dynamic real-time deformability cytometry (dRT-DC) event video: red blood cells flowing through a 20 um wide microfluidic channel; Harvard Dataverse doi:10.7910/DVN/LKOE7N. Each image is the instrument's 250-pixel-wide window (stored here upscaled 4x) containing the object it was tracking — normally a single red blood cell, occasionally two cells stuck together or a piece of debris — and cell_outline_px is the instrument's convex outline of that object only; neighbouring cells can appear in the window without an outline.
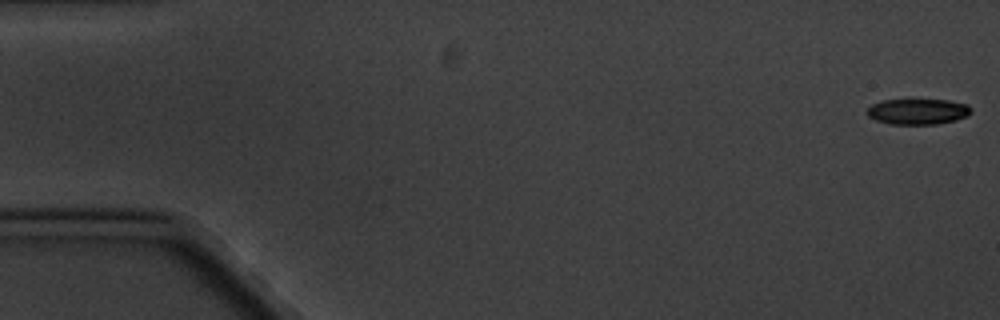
{"species": "common noctule bat (a hibernating species)", "species_latin": "Nyctalus noctula", "temperature_condition": "cold", "stored_images_in_passage": 10, "camera_frame_rate_fps": 3000, "um_per_image_px": 0.085, "animal": {"sex": "male", "body_mass_g": 20.1, "forearm_length_mm": 53.5}, "frame": {"image": 1, "passage_image": 1, "time_ms": 0.0, "image_size_px": [1000, 320], "cell_outline_px": [[972, 112], [968, 116], [956, 120], [936, 124], [892, 124], [876, 120], [868, 116], [868, 108], [872, 104], [884, 100], [948, 100], [968, 104], [972, 108]], "centroid_in_image_um": [78.07, 9.48], "position_along_channel_um": 6.9, "area_um2": 15.55}}
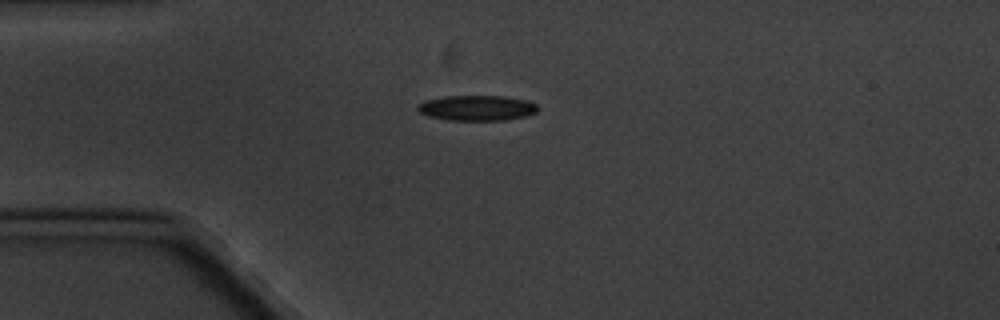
{"frame": {"image": 2, "passage_image": 5, "time_ms": 4.667, "image_size_px": [1000, 320], "cell_outline_px": [[536, 112], [524, 116], [504, 120], [448, 120], [428, 116], [420, 112], [416, 108], [424, 100], [448, 96], [504, 96], [524, 100], [536, 104]], "centroid_in_image_um": [40.5, 9.18], "position_along_channel_um": 44.5, "area_um2": 17.46}}